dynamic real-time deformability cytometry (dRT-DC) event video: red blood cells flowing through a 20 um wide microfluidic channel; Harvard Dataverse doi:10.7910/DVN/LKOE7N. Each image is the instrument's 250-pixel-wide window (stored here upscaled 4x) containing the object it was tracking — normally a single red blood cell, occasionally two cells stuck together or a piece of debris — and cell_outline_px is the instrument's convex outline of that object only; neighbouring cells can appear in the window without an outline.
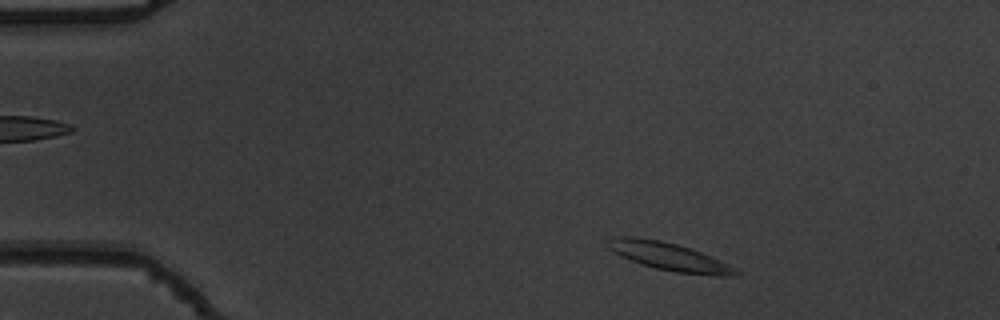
{"species": "common noctule bat (a hibernating species)", "species_latin": "Nyctalus noctula", "temperature_condition": "warm", "stored_images_in_passage": 49, "camera_frame_rate_fps": 3000, "um_per_image_px": 0.085, "animal": {"sex": "male", "body_mass_g": 19.5, "forearm_length_mm": 54.6}, "frame": {"image": 1, "passage_image": 4, "time_ms": 1.0, "image_size_px": [1000, 320], "cell_outline_px": [[740, 276], [724, 276], [676, 272], [656, 268], [632, 260], [608, 248], [604, 240], [608, 236], [632, 236], [660, 240], [676, 244], [712, 256], [736, 268], [740, 272]], "centroid_in_image_um": [56.87, 21.79], "position_along_channel_um": 28.1, "area_um2": 20.63}}
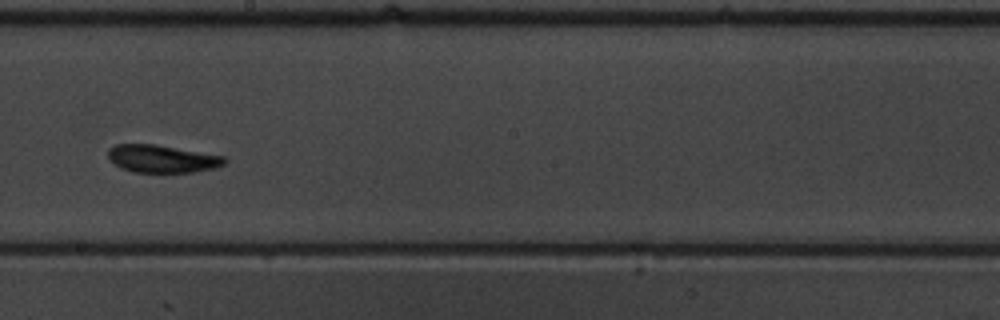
{"frame": {"image": 2, "passage_image": 26, "time_ms": 8.333, "image_size_px": [1000, 320], "cell_outline_px": [[228, 160], [224, 164], [216, 168], [192, 172], [132, 172], [120, 168], [108, 160], [108, 148], [116, 144], [156, 144], [224, 156]], "centroid_in_image_um": [13.75, 13.49], "position_along_channel_um": 234.5, "area_um2": 18.96}}
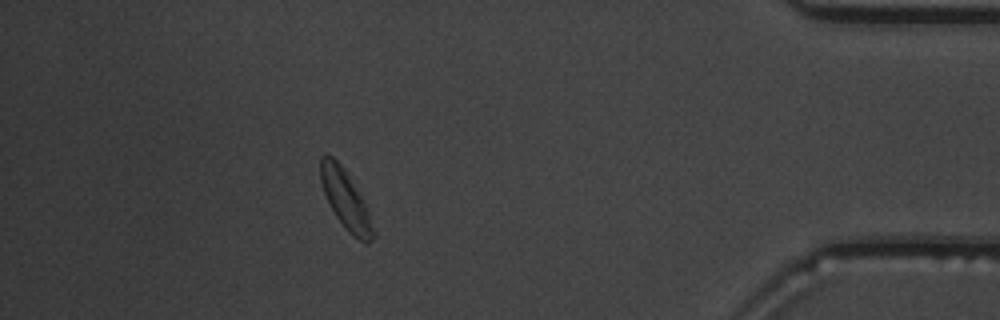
{"frame": {"image": 3, "passage_image": 43, "time_ms": 14.0, "image_size_px": [1000, 320], "cell_outline_px": [[376, 236], [368, 244], [364, 244], [352, 236], [348, 232], [336, 216], [324, 192], [320, 180], [320, 156], [324, 152], [332, 156], [344, 168], [360, 196], [368, 212], [376, 232]], "centroid_in_image_um": [29.38, 16.99], "position_along_channel_um": 405.8, "area_um2": 17.92}, "authors_computed_cell_mechanics": {"area_um2": 18.7272, "velocity_mm_per_s": 3.7995, "shape_relaxation_time_tau1_ms": 2.8803, "shape_relaxation_time_tau2_ms": 1.8469, "deformation_change_tau1": 0.1646, "deformation_change_tau2": 0.0816}}